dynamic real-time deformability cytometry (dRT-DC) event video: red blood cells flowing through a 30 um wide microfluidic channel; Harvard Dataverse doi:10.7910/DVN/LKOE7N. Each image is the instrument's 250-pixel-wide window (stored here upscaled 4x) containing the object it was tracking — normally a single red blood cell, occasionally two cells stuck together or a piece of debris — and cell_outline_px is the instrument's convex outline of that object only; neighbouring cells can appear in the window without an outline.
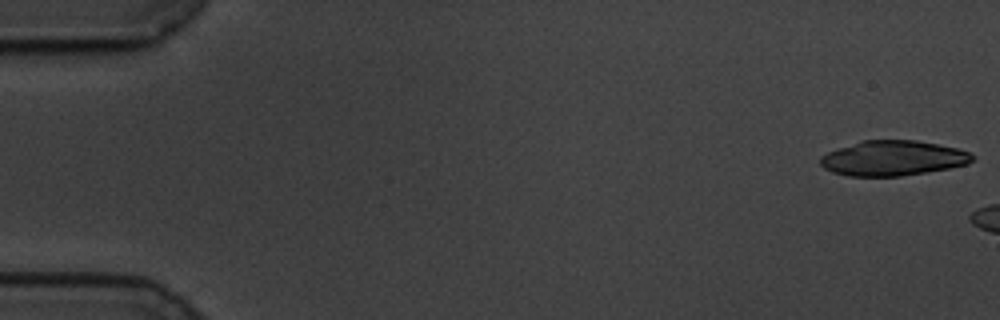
{"species": "common noctule bat (a hibernating species)", "species_latin": "Nyctalus noctula", "temperature_condition": "cold", "stored_images_in_passage": 6, "camera_frame_rate_fps": 3000, "um_per_image_px": 0.085, "animal": {"sex": "male", "body_mass_g": 19.5, "forearm_length_mm": 54.6}, "frame": {"image": 1, "passage_image": 1, "time_ms": 0.0, "image_size_px": [1000, 320], "cell_outline_px": [[976, 156], [968, 164], [948, 168], [900, 176], [848, 176], [832, 172], [824, 168], [820, 164], [820, 156], [828, 152], [860, 140], [916, 140], [956, 148], [968, 152]], "centroid_in_image_um": [75.87, 13.44], "position_along_channel_um": 9.1, "area_um2": 30.92}}